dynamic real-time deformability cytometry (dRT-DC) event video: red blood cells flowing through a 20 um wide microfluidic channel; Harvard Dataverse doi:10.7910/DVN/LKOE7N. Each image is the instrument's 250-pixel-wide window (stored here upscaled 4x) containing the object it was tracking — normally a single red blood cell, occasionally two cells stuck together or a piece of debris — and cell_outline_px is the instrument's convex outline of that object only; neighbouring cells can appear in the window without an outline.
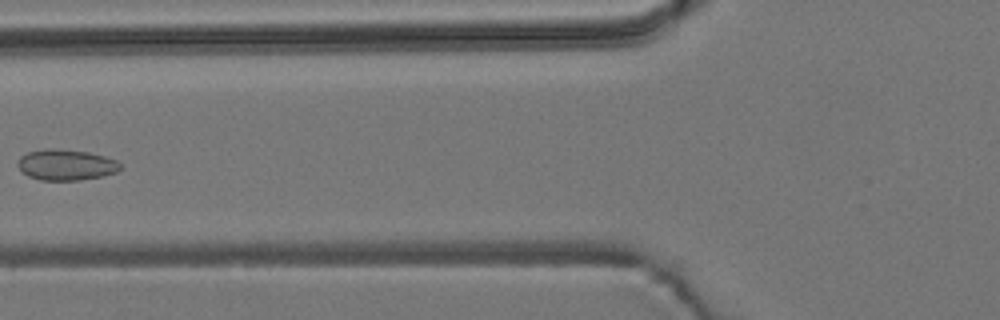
{"species": "common noctule bat (a hibernating species)", "species_latin": "Nyctalus noctula", "temperature_condition": "room temperature", "stored_images_in_passage": 9, "camera_frame_rate_fps": 3000, "um_per_image_px": 0.085, "animal": {"sex": "male", "body_mass_g": 19.2, "forearm_length_mm": 51.8}, "frame": {"image": 1, "passage_image": 7, "time_ms": 7.0, "image_size_px": [1000, 320], "cell_outline_px": [[120, 168], [116, 172], [100, 176], [80, 180], [40, 180], [28, 176], [20, 172], [16, 164], [20, 156], [28, 152], [48, 148], [52, 148], [88, 152], [104, 156], [116, 160], [120, 164]], "centroid_in_image_um": [5.55, 14.01], "position_along_channel_um": 120.2, "area_um2": 18.44}}
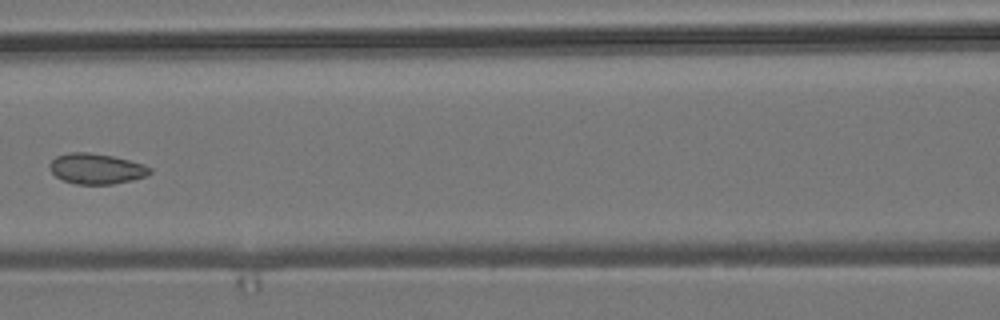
{"frame": {"image": 2, "passage_image": 8, "time_ms": 8.0, "image_size_px": [1000, 320], "cell_outline_px": [[152, 172], [144, 176], [132, 180], [112, 184], [76, 184], [64, 180], [56, 176], [48, 168], [48, 164], [56, 156], [68, 152], [88, 152], [112, 156], [144, 164], [152, 168]], "centroid_in_image_um": [8.17, 14.33], "position_along_channel_um": 158.4, "area_um2": 17.8}}
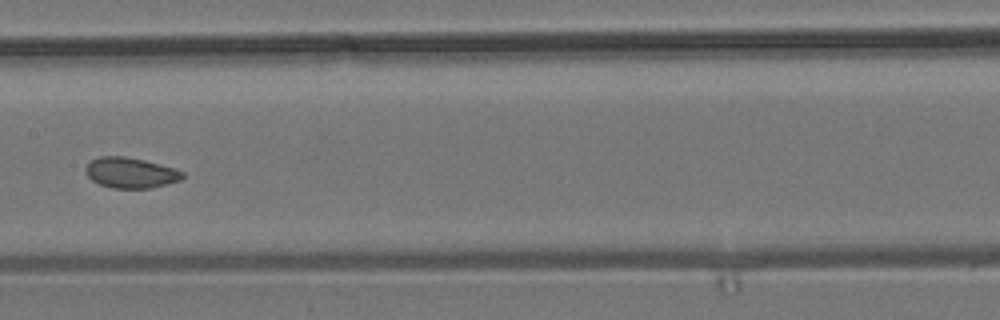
{"frame": {"image": 3, "passage_image": 9, "time_ms": 9.0, "image_size_px": [1000, 320], "cell_outline_px": [[184, 176], [180, 180], [152, 188], [112, 188], [100, 184], [92, 180], [84, 172], [84, 168], [92, 160], [100, 156], [124, 156], [144, 160], [172, 168], [184, 172]], "centroid_in_image_um": [11.07, 14.69], "position_along_channel_um": 196.3, "area_um2": 17.11}}